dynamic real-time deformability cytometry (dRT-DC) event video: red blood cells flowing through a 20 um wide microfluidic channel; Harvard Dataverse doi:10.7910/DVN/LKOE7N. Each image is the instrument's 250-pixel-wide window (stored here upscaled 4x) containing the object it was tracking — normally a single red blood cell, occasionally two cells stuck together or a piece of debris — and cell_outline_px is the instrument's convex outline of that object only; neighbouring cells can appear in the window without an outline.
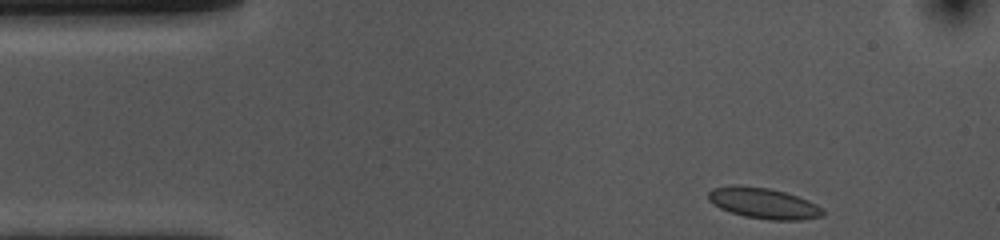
{"species": "common noctule bat (a hibernating species)", "species_latin": "Nyctalus noctula", "temperature_condition": "cold", "stored_images_in_passage": 38, "camera_frame_rate_fps": 3000, "um_per_image_px": 0.085, "animal": {"sex": "female", "body_mass_g": 10.0, "forearm_length_mm": 53.1}, "frame": {"image": 1, "passage_image": 1, "time_ms": 0.0, "image_size_px": [1000, 240], "cell_outline_px": [[824, 216], [800, 220], [768, 220], [744, 216], [720, 208], [712, 204], [708, 200], [708, 192], [712, 188], [732, 184], [740, 184], [768, 188], [784, 192], [808, 200], [816, 204], [824, 212]], "centroid_in_image_um": [64.85, 17.26], "position_along_channel_um": 20.1, "area_um2": 20.69}}
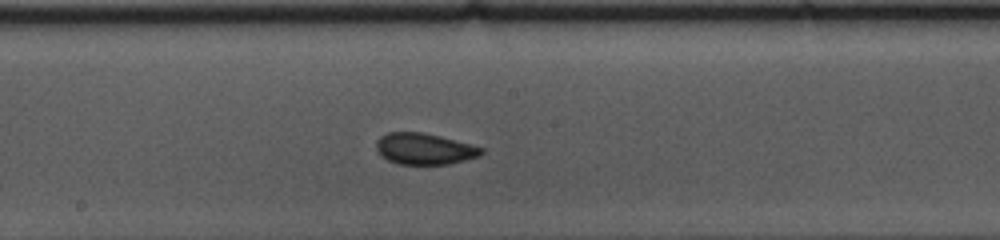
{"frame": {"image": 2, "passage_image": 22, "time_ms": 7.0, "image_size_px": [1000, 240], "cell_outline_px": [[484, 152], [480, 156], [448, 164], [396, 164], [380, 156], [376, 148], [376, 140], [380, 136], [388, 132], [420, 132], [440, 136], [484, 148]], "centroid_in_image_um": [36.04, 12.65], "position_along_channel_um": 212.2, "area_um2": 19.19}}
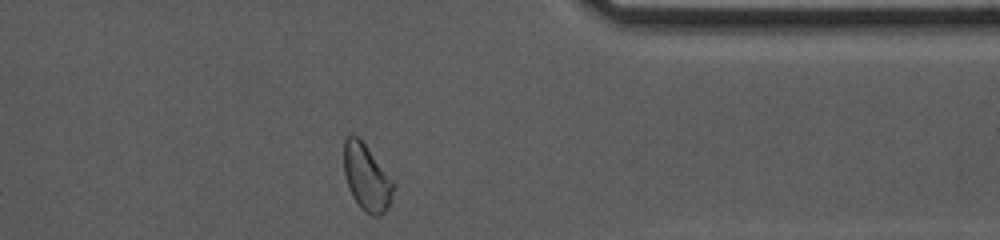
{"frame": {"image": 3, "passage_image": 37, "time_ms": 12.0, "image_size_px": [1000, 240], "cell_outline_px": [[396, 188], [388, 208], [380, 216], [372, 216], [364, 212], [360, 208], [352, 196], [348, 188], [344, 172], [344, 140], [348, 136], [356, 136], [364, 144], [396, 184]], "centroid_in_image_um": [31.18, 15.16], "position_along_channel_um": 380.2, "area_um2": 19.19}, "authors_computed_cell_mechanics": {"area_um2": 19.3341, "velocity_mm_per_s": 3.6539, "shape_relaxation_time_tau1_ms": 6.301, "shape_relaxation_time_tau2_ms": 2.0761, "deformation_change_tau1": 0.1099, "deformation_change_tau2": 0.0535}}